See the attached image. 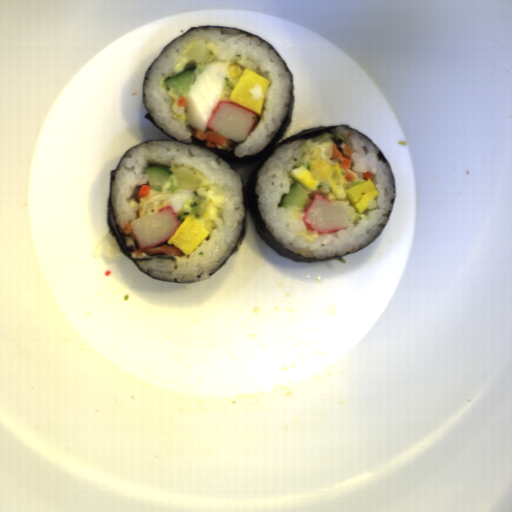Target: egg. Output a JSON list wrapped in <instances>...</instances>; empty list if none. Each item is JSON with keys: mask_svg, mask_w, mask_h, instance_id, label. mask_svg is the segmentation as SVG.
I'll return each mask as SVG.
<instances>
[{"mask_svg": "<svg viewBox=\"0 0 512 512\" xmlns=\"http://www.w3.org/2000/svg\"><path fill=\"white\" fill-rule=\"evenodd\" d=\"M170 178H173L174 185H179V189L172 194L165 190L170 187ZM191 190L207 196L206 201L201 204L205 208V213L202 217L189 215L179 220L178 216L182 211H192L188 205V202L193 201ZM216 191L213 184L198 170L185 164H173L171 175L161 190L149 188L147 195L139 199V216L144 217L170 205L175 210L180 224L166 242L190 255L211 232L216 211L223 204V195L216 194Z\"/></svg>", "mask_w": 512, "mask_h": 512, "instance_id": "egg-1", "label": "egg"}, {"mask_svg": "<svg viewBox=\"0 0 512 512\" xmlns=\"http://www.w3.org/2000/svg\"><path fill=\"white\" fill-rule=\"evenodd\" d=\"M221 47L206 39L188 42L179 61L174 65L176 73L184 71L186 63L195 59L202 64L203 70L191 83L186 92L185 106L178 104L180 96L171 90L170 98L174 100L171 107L174 118L188 122L191 127L207 132V123L217 105L223 98H230L239 79H231L228 69L231 61H219Z\"/></svg>", "mask_w": 512, "mask_h": 512, "instance_id": "egg-2", "label": "egg"}, {"mask_svg": "<svg viewBox=\"0 0 512 512\" xmlns=\"http://www.w3.org/2000/svg\"><path fill=\"white\" fill-rule=\"evenodd\" d=\"M333 146L330 141L313 142L306 140L301 146L300 166L290 170L291 176L303 188L327 195L326 199L343 201L347 198L356 212L363 213L373 198L379 195L373 181L368 178L364 183L348 182L343 176L344 171L339 167V160H330Z\"/></svg>", "mask_w": 512, "mask_h": 512, "instance_id": "egg-3", "label": "egg"}, {"mask_svg": "<svg viewBox=\"0 0 512 512\" xmlns=\"http://www.w3.org/2000/svg\"><path fill=\"white\" fill-rule=\"evenodd\" d=\"M270 83L263 76L247 68L243 69L229 101L262 114L266 91Z\"/></svg>", "mask_w": 512, "mask_h": 512, "instance_id": "egg-4", "label": "egg"}]
</instances>
